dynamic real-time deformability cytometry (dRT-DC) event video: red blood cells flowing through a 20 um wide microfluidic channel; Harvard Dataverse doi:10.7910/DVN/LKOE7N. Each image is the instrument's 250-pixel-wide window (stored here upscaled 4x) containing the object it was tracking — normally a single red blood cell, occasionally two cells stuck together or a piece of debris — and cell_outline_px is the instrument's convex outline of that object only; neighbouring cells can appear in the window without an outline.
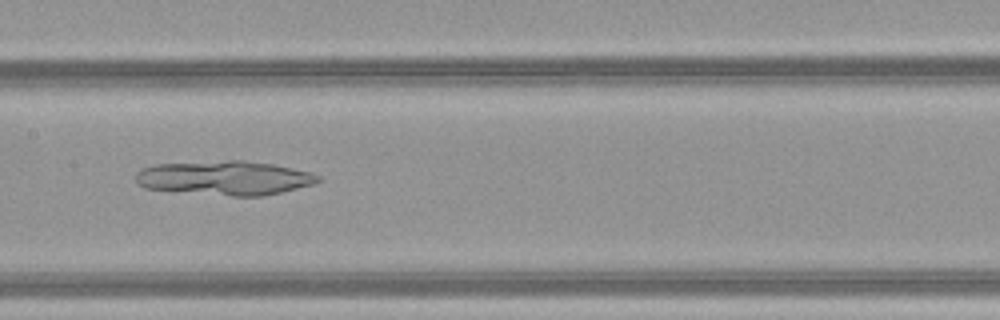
{"species": "common noctule bat (a hibernating species)", "species_latin": "Nyctalus noctula", "temperature_condition": "warm", "stored_images_in_passage": 45, "camera_frame_rate_fps": 3000, "um_per_image_px": 0.085, "animal": {"sex": "female", "body_mass_g": 21.9}, "frame": {"image": 1, "passage_image": 26, "time_ms": 8.333, "image_size_px": [1000, 320], "cell_outline_px": [[320, 180], [316, 184], [264, 196], [232, 196], [144, 188], [136, 184], [136, 172], [140, 168], [156, 164], [228, 160], [240, 160], [272, 164], [308, 172], [320, 176]], "centroid_in_image_um": [19.08, 15.13], "position_along_channel_um": 188.3, "area_um2": 36.3}}
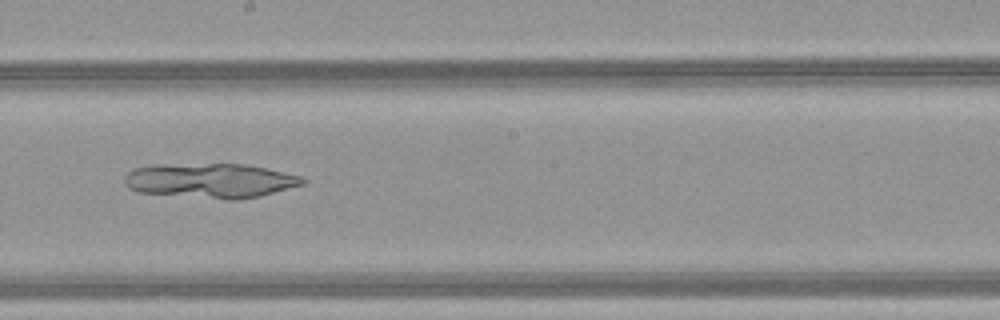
{"frame": {"image": 2, "passage_image": 29, "time_ms": 9.333, "image_size_px": [1000, 320], "cell_outline_px": [[308, 180], [304, 184], [260, 196], [240, 200], [228, 200], [136, 192], [128, 188], [124, 184], [124, 176], [128, 172], [136, 168], [152, 164], [248, 164], [300, 176]], "centroid_in_image_um": [17.86, 15.36], "position_along_channel_um": 230.3, "area_um2": 36.3}}
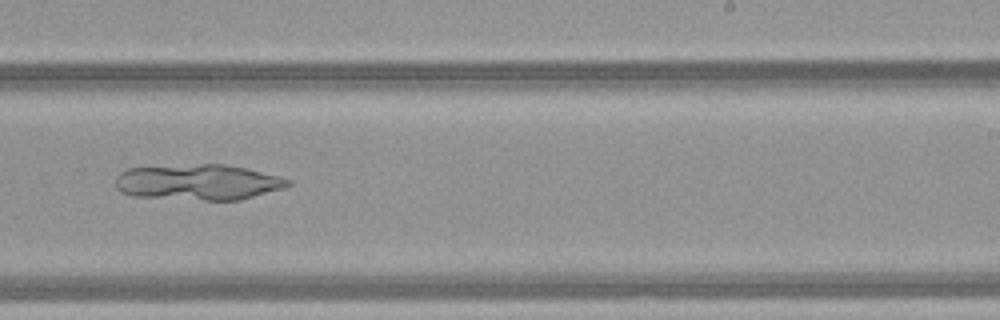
{"frame": {"image": 3, "passage_image": 32, "time_ms": 10.333, "image_size_px": [1000, 320], "cell_outline_px": [[292, 184], [284, 188], [240, 200], [204, 200], [132, 196], [120, 192], [116, 188], [116, 176], [120, 172], [128, 168], [200, 164], [224, 164], [244, 168], [280, 176], [292, 180]], "centroid_in_image_um": [16.85, 15.49], "position_along_channel_um": 272.1, "area_um2": 35.95}}